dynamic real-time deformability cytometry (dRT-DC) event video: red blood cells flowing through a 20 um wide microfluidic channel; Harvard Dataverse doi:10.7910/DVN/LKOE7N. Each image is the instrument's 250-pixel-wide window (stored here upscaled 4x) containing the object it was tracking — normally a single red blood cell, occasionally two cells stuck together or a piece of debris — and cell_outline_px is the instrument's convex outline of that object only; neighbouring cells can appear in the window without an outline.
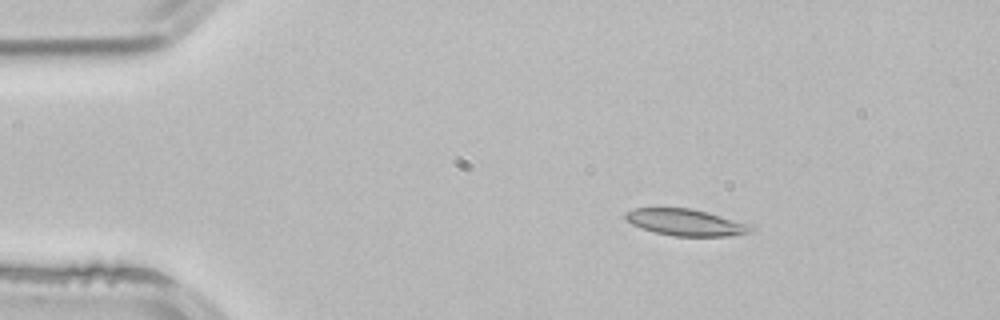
{"species": "common noctule bat (a hibernating species)", "species_latin": "Nyctalus noctula", "temperature_condition": "room temperature", "stored_images_in_passage": 4, "camera_frame_rate_fps": 3000, "um_per_image_px": 0.085, "animal": {"sex": "male", "body_mass_g": 21.5, "forearm_length_mm": 52.0}, "frame": {"image": 1, "passage_image": 1, "time_ms": 0.0, "image_size_px": [1000, 320], "cell_outline_px": [[732, 232], [700, 236], [696, 236], [664, 232], [652, 228], [648, 208], [676, 208], [696, 212], [712, 216], [720, 220]], "centroid_in_image_um": [58.28, 18.9], "position_along_channel_um": 26.7, "area_um2": 11.91}}